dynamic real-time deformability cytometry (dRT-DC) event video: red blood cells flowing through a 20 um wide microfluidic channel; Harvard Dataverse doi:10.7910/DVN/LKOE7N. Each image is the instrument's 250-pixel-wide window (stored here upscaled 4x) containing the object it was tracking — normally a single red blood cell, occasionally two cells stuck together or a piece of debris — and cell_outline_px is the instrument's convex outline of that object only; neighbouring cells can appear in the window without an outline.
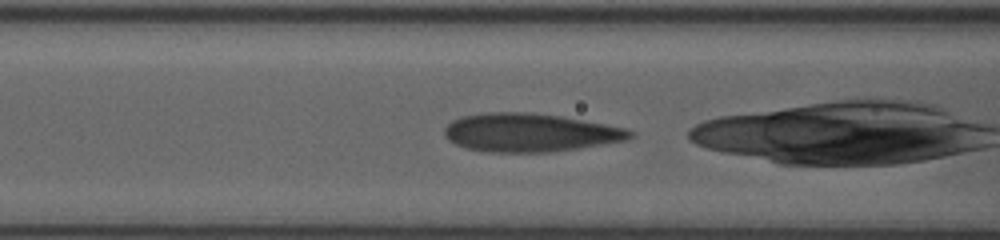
{"species": "human", "species_latin": "Homo sapiens", "temperature_condition": "room temperature", "stored_images_in_passage": 24, "camera_frame_rate_fps": 3000, "um_per_image_px": 0.085, "donor": {"sex": "female"}, "frame": {"image": 1, "passage_image": 3, "time_ms": 0.667, "image_size_px": [1000, 240], "cell_outline_px": [[636, 136], [628, 140], [580, 148], [552, 152], [488, 152], [468, 148], [456, 144], [448, 140], [444, 136], [444, 128], [452, 120], [464, 116], [484, 112], [532, 112], [560, 116], [604, 124], [624, 128], [636, 132]], "centroid_in_image_um": [45.06, 11.27], "position_along_channel_um": 121.5, "area_um2": 41.67}}
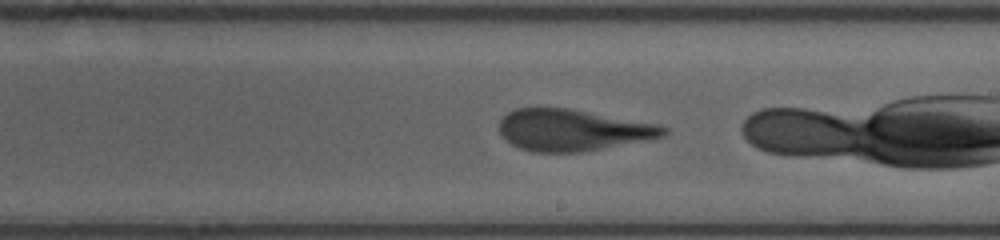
{"frame": {"image": 2, "passage_image": 12, "time_ms": 3.667, "image_size_px": [1000, 240], "cell_outline_px": [[668, 132], [664, 136], [644, 140], [580, 152], [532, 152], [520, 148], [512, 144], [500, 132], [500, 120], [508, 112], [516, 108], [568, 108], [660, 124], [668, 128]], "centroid_in_image_um": [48.69, 11.05], "position_along_channel_um": 240.3, "area_um2": 39.42}}
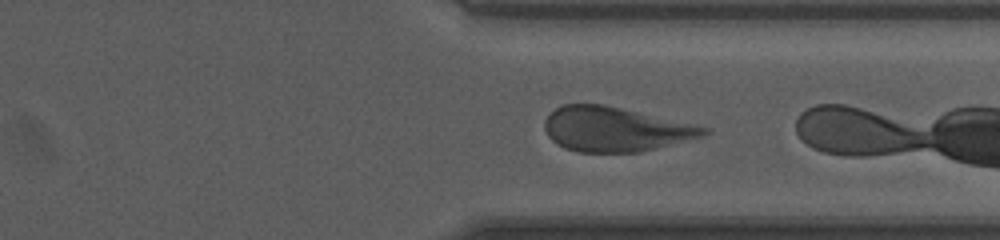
{"frame": {"image": 3, "passage_image": 21, "time_ms": 6.667, "image_size_px": [1000, 240], "cell_outline_px": [[712, 132], [704, 136], [640, 152], [576, 152], [564, 148], [556, 144], [548, 136], [544, 128], [544, 120], [556, 108], [564, 104], [604, 104], [712, 128]], "centroid_in_image_um": [52.3, 10.99], "position_along_channel_um": 359.1, "area_um2": 41.38}}